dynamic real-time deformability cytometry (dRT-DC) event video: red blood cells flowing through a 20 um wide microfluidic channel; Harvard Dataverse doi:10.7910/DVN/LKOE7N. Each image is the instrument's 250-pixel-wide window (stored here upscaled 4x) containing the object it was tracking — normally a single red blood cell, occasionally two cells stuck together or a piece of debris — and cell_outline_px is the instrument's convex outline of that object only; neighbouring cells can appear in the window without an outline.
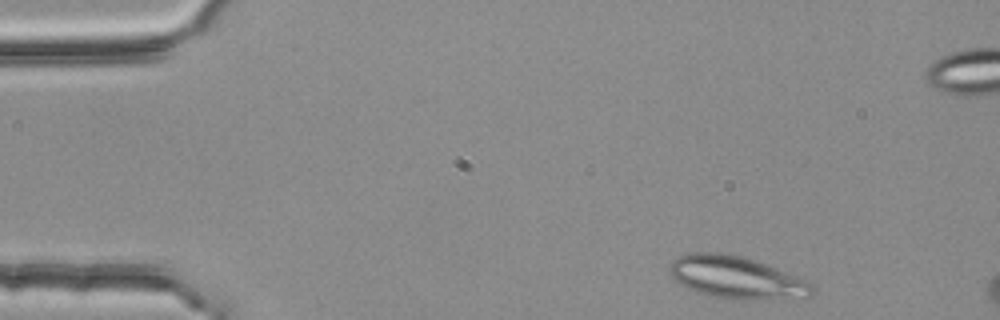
{"species": "common noctule bat (a hibernating species)", "species_latin": "Nyctalus noctula", "temperature_condition": "room temperature", "stored_images_in_passage": 4, "camera_frame_rate_fps": 3000, "um_per_image_px": 0.085, "animal": {"sex": "female", "body_mass_g": 25.1}, "frame": {"image": 1, "passage_image": 1, "time_ms": 0.0, "image_size_px": [1000, 320], "cell_outline_px": [[812, 296], [784, 300], [732, 300], [712, 296], [696, 292], [680, 284], [668, 272], [668, 264], [672, 260], [688, 252], [720, 252], [744, 256], [756, 260], [796, 276], [812, 284]], "centroid_in_image_um": [62.57, 23.6], "position_along_channel_um": 22.4, "area_um2": 35.78}}